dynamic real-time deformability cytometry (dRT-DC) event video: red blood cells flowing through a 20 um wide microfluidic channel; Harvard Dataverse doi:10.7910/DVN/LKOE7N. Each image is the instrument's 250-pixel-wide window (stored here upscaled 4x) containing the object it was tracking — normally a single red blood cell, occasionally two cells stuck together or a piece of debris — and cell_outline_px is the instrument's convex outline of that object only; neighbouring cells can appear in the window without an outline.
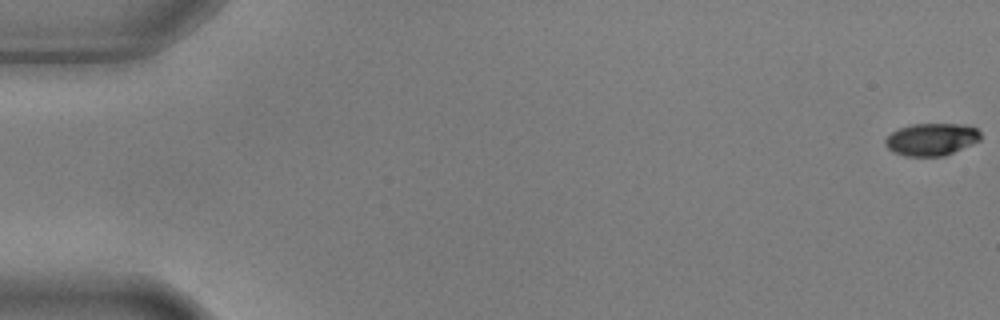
{"species": "common noctule bat (a hibernating species)", "species_latin": "Nyctalus noctula", "temperature_condition": "warm", "stored_images_in_passage": 6, "segment_of_instrument_passage": [2, 2], "camera_frame_rate_fps": 3000, "um_per_image_px": 0.085, "animal": {"sex": "male", "body_mass_g": 17.9, "forearm_length_mm": 54.2}, "frame": {"image": 1, "passage_image": 6, "time_ms": 1.667, "image_size_px": [1000, 320], "cell_outline_px": [[980, 140], [972, 144], [944, 156], [904, 156], [888, 148], [884, 144], [884, 140], [892, 132], [900, 128], [912, 124], [960, 124], [976, 128], [980, 132]], "centroid_in_image_um": [79.17, 11.84], "position_along_channel_um": 5.8, "area_um2": 17.8}}